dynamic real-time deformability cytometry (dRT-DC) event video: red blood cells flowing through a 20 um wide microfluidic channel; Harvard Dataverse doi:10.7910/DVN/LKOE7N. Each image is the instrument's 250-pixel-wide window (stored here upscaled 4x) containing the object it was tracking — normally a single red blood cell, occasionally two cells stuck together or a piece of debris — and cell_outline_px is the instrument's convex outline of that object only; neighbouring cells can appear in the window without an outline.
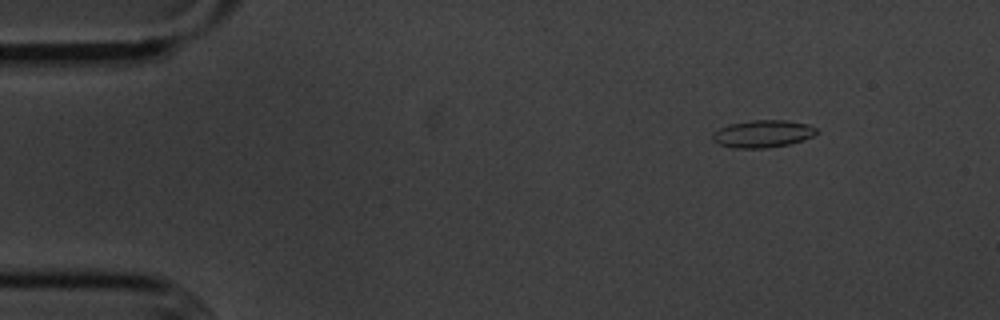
{"species": "common noctule bat (a hibernating species)", "species_latin": "Nyctalus noctula", "temperature_condition": "cold", "stored_images_in_passage": 5, "camera_frame_rate_fps": 3000, "um_per_image_px": 0.085, "animal": {"sex": "male", "body_mass_g": 20.1, "forearm_length_mm": 53.5}, "frame": {"image": 1, "passage_image": 2, "time_ms": 1.0, "image_size_px": [1000, 320], "cell_outline_px": [[816, 132], [812, 136], [804, 140], [788, 144], [768, 148], [732, 148], [720, 144], [712, 140], [712, 132], [728, 124], [752, 120], [784, 120], [808, 124], [816, 128]], "centroid_in_image_um": [64.8, 11.37], "position_along_channel_um": 20.2, "area_um2": 16.59}}
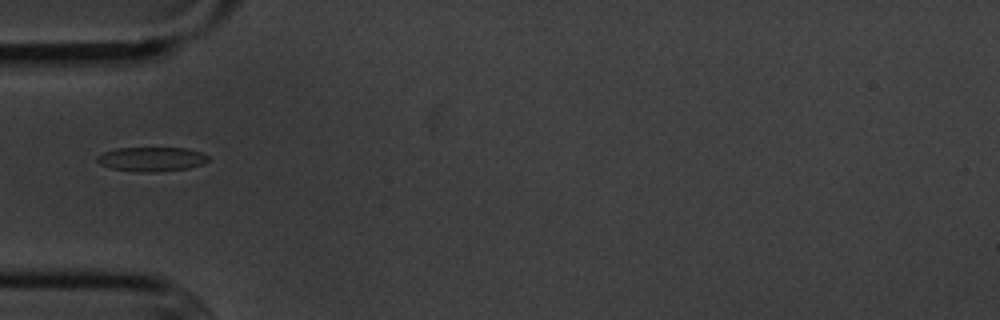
{"frame": {"image": 2, "passage_image": 5, "time_ms": 4.667, "image_size_px": [1000, 320], "cell_outline_px": [[208, 160], [200, 164], [188, 168], [156, 172], [140, 172], [112, 168], [100, 164], [96, 160], [96, 156], [104, 152], [116, 148], [188, 148], [200, 152], [208, 156]], "centroid_in_image_um": [12.86, 13.52], "position_along_channel_um": 72.1, "area_um2": 15.61}}